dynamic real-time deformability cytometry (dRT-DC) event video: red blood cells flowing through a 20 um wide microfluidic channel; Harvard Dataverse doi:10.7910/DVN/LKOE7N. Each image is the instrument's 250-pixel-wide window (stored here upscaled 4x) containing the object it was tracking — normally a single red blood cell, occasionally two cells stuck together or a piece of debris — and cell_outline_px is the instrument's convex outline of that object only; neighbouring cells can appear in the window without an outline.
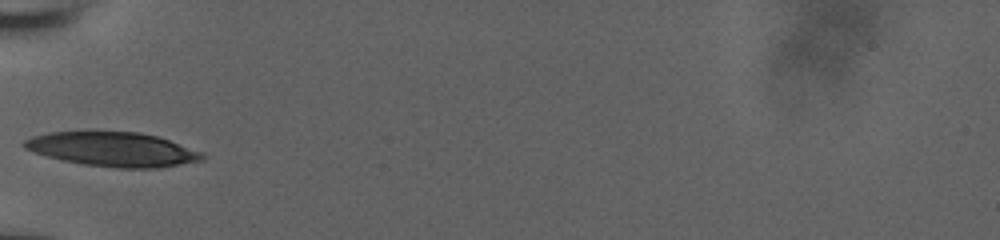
{"species": "human", "species_latin": "Homo sapiens", "temperature_condition": "room temperature", "stored_images_in_passage": 29, "camera_frame_rate_fps": 3000, "um_per_image_px": 0.085, "donor": {"sex": "male"}, "frame": {"image": 1, "passage_image": 1, "time_ms": 0.0, "image_size_px": [1000, 240], "cell_outline_px": [[204, 160], [156, 168], [116, 168], [84, 164], [64, 160], [48, 156], [24, 148], [20, 144], [24, 140], [32, 136], [48, 132], [140, 132], [156, 136], [204, 152]], "centroid_in_image_um": [9.6, 12.69], "position_along_channel_um": 75.4, "area_um2": 35.32}}
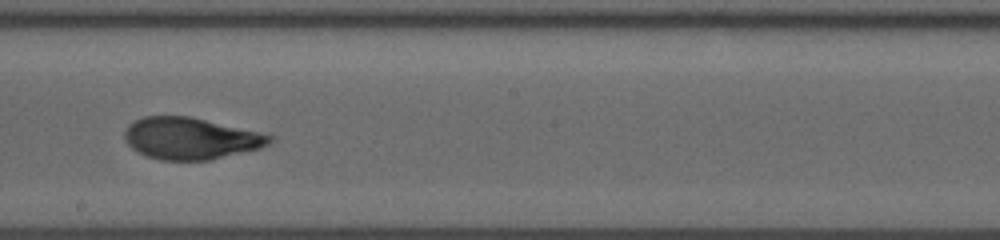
{"frame": {"image": 2, "passage_image": 13, "time_ms": 4.0, "image_size_px": [1000, 240], "cell_outline_px": [[276, 136], [268, 144], [260, 148], [212, 160], [160, 160], [144, 156], [132, 148], [124, 140], [124, 132], [128, 124], [132, 120], [144, 116], [188, 116], [260, 132]], "centroid_in_image_um": [16.17, 11.77], "position_along_channel_um": 232.0, "area_um2": 35.49}}
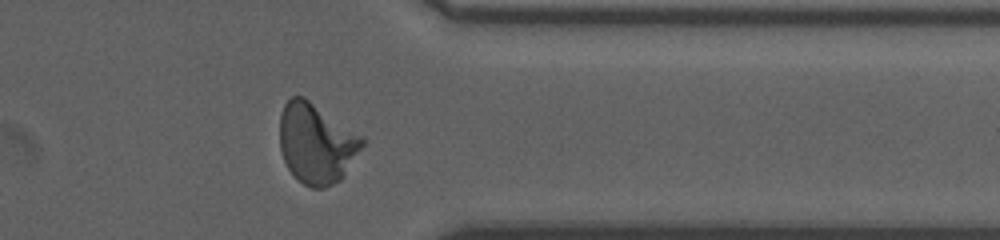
{"frame": {"image": 3, "passage_image": 25, "time_ms": 8.0, "image_size_px": [1000, 240], "cell_outline_px": [[364, 144], [344, 176], [340, 180], [324, 188], [312, 188], [304, 184], [288, 168], [284, 160], [280, 148], [280, 116], [284, 104], [292, 96], [304, 96], [364, 136]], "centroid_in_image_um": [26.91, 12.16], "position_along_channel_um": 384.5, "area_um2": 38.55}, "authors_computed_cell_mechanics": {"area_um2": 35.7782, "velocity_mm_per_s": 3.9347, "shape_relaxation_time_tau1_ms": 5.0542, "shape_relaxation_time_tau2_ms": 0.701, "deformation_change_tau1": 0.185, "deformation_change_tau2": 0.0577}}